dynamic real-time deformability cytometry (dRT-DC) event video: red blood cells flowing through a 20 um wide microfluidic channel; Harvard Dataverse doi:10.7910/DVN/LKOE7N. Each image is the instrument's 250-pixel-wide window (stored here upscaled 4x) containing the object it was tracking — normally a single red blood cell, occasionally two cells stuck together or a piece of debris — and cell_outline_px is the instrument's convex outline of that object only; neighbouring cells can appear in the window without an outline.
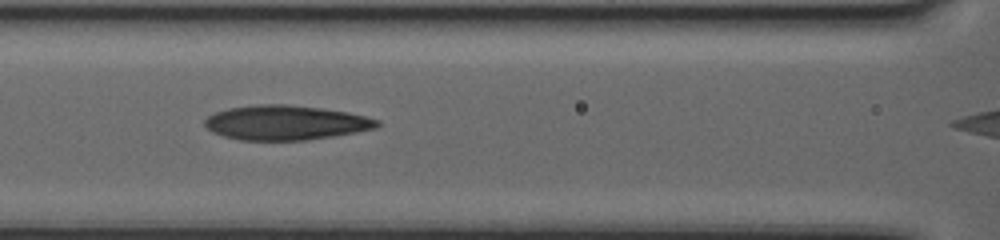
{"species": "human", "species_latin": "Homo sapiens", "temperature_condition": "warm", "stored_images_in_passage": 13, "segment_of_instrument_passage": [1, 2], "camera_frame_rate_fps": 3000, "um_per_image_px": 0.085, "donor": {"sex": "female"}, "frame": {"image": 1, "passage_image": 4, "time_ms": 1.0, "image_size_px": [1000, 240], "cell_outline_px": [[380, 124], [376, 128], [356, 132], [332, 136], [304, 140], [240, 140], [224, 136], [212, 132], [204, 124], [204, 120], [208, 116], [216, 112], [228, 108], [256, 104], [284, 104], [320, 108], [348, 112], [380, 120]], "centroid_in_image_um": [24.27, 10.42], "position_along_channel_um": 142.3, "area_um2": 34.62}}
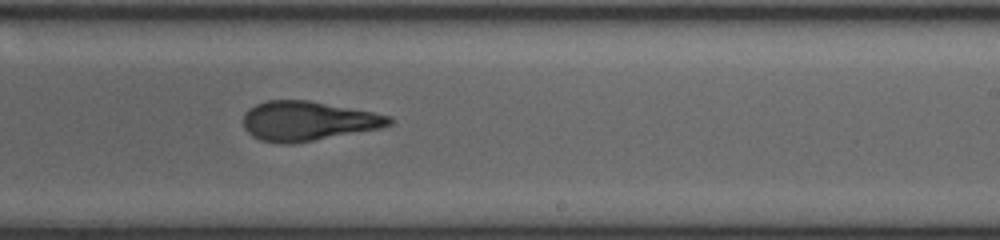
{"frame": {"image": 2, "passage_image": 9, "time_ms": 2.667, "image_size_px": [1000, 240], "cell_outline_px": [[396, 120], [392, 124], [380, 128], [292, 144], [280, 144], [260, 140], [252, 136], [244, 128], [244, 112], [248, 108], [256, 104], [268, 100], [308, 100], [372, 112], [392, 116]], "centroid_in_image_um": [26.16, 10.29], "position_along_channel_um": 262.8, "area_um2": 33.58}}
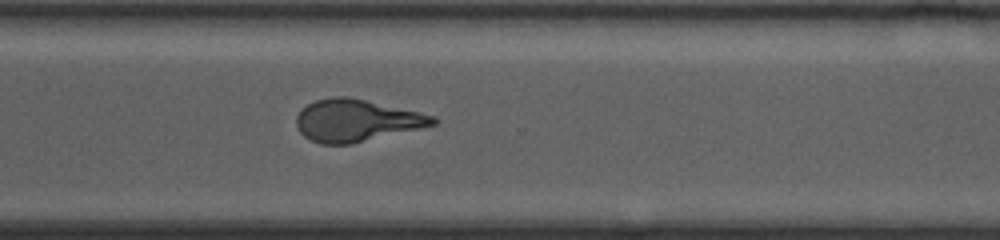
{"frame": {"image": 3, "passage_image": 12, "time_ms": 3.667, "image_size_px": [1000, 240], "cell_outline_px": [[440, 120], [436, 124], [352, 144], [320, 144], [304, 136], [300, 132], [296, 124], [296, 116], [300, 108], [316, 100], [332, 96], [344, 96], [364, 100], [436, 116]], "centroid_in_image_um": [30.26, 10.24], "position_along_channel_um": 340.3, "area_um2": 33.23}}